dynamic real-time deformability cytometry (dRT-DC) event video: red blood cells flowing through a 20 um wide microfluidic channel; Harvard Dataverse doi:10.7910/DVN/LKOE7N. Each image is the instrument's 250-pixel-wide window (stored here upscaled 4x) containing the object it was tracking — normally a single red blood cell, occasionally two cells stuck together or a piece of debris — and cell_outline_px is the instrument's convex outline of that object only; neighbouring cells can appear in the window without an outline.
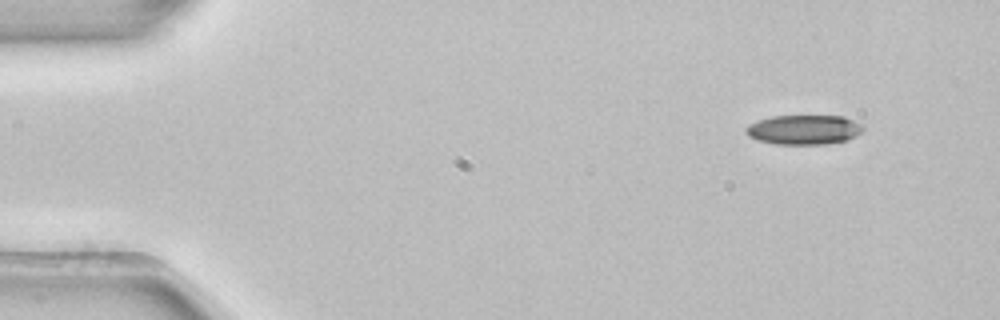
{"species": "common noctule bat (a hibernating species)", "species_latin": "Nyctalus noctula", "temperature_condition": "room temperature", "stored_images_in_passage": 5, "camera_frame_rate_fps": 3000, "um_per_image_px": 0.085, "animal": {"sex": "female", "body_mass_g": 22.7, "forearm_length_mm": 54.2}, "frame": {"image": 1, "passage_image": 1, "time_ms": 0.0, "image_size_px": [1000, 320], "cell_outline_px": [[864, 128], [856, 136], [848, 140], [824, 144], [776, 144], [756, 140], [748, 136], [744, 132], [744, 128], [748, 124], [772, 116], [844, 116], [860, 124]], "centroid_in_image_um": [68.29, 11.03], "position_along_channel_um": 16.7, "area_um2": 20.23}}
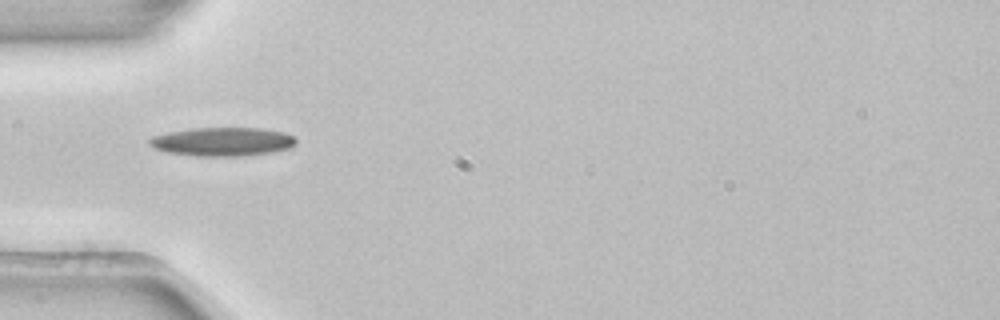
{"frame": {"image": 2, "passage_image": 4, "time_ms": 1.0, "image_size_px": [1000, 320], "cell_outline_px": [[296, 144], [292, 148], [244, 156], [196, 156], [168, 152], [156, 148], [148, 144], [148, 140], [152, 136], [168, 132], [192, 128], [260, 128], [284, 132], [292, 136], [296, 140]], "centroid_in_image_um": [18.91, 12.04], "position_along_channel_um": 66.1, "area_um2": 24.45}}